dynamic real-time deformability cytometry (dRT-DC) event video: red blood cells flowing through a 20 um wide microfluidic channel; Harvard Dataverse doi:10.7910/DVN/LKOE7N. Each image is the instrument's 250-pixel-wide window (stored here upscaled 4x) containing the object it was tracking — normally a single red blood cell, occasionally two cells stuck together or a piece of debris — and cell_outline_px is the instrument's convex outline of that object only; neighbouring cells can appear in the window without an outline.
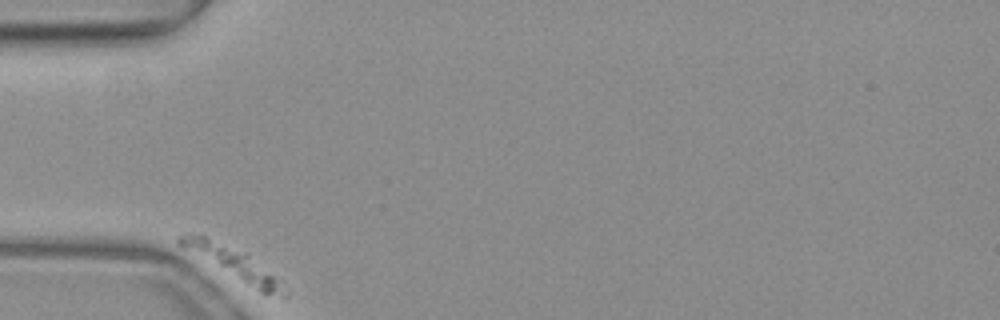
{"species": "common noctule bat (a hibernating species)", "species_latin": "Nyctalus noctula", "temperature_condition": "warm", "stored_images_in_passage": 44, "camera_frame_rate_fps": 3000, "um_per_image_px": 0.085, "animal": {"sex": "female", "body_mass_g": 19.3, "forearm_length_mm": 54.1}, "frame": {"image": 1, "passage_image": 1, "time_ms": 0.0, "image_size_px": [1000, 320], "cell_outline_px": [[288, 296], [284, 300], [260, 292], [176, 244], [176, 236], [188, 232], [204, 232], [244, 252], [272, 276], [288, 292]], "centroid_in_image_um": [19.68, 22.29], "position_along_channel_um": 65.3, "area_um2": 19.31}}
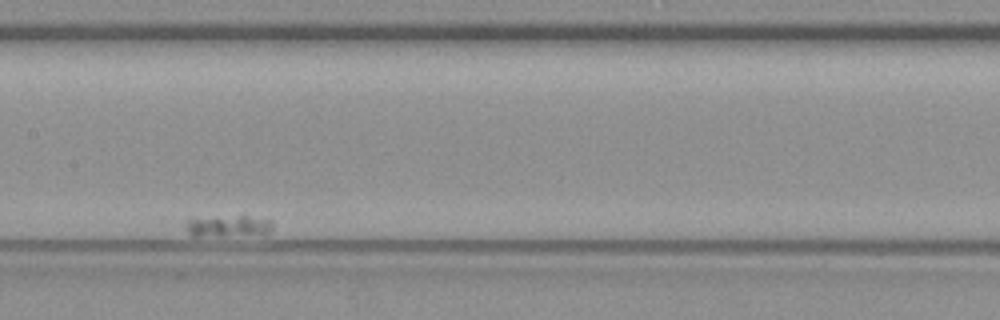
{"frame": {"image": 2, "passage_image": 19, "time_ms": 6.0, "image_size_px": [1000, 320], "cell_outline_px": [[272, 228], [268, 232], [196, 236], [192, 236], [184, 228], [184, 220], [188, 216], [248, 216], [272, 220]], "centroid_in_image_um": [19.19, 19.14], "position_along_channel_um": 188.2, "area_um2": 10.87}}
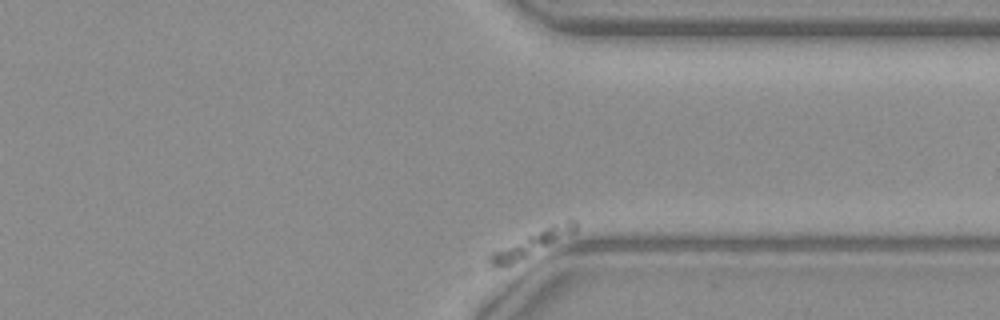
{"frame": {"image": 3, "passage_image": 44, "time_ms": 14.333, "image_size_px": [1000, 320], "cell_outline_px": [[576, 232], [512, 264], [492, 268], [488, 268], [484, 260], [492, 252], [528, 236], [568, 220], [576, 220]], "centroid_in_image_um": [45.07, 20.8], "position_along_channel_um": 366.3, "area_um2": 11.62}}